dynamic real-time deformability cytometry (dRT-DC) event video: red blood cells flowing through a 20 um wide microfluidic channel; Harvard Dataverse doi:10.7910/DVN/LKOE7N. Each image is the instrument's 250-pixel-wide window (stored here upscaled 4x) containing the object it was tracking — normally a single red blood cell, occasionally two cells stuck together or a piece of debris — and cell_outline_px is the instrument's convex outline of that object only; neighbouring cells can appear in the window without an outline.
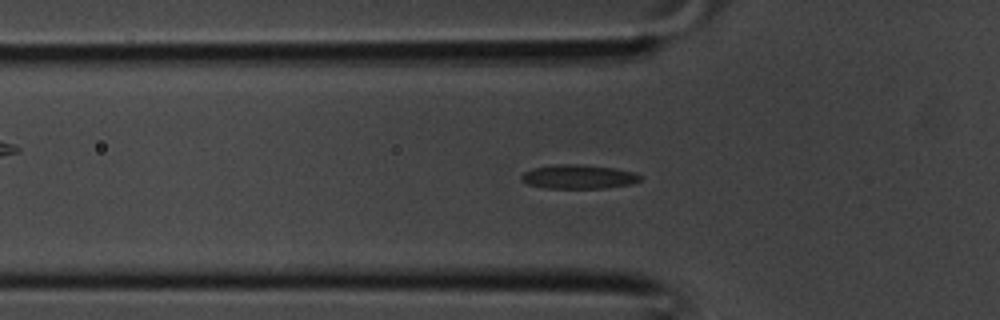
{"species": "common noctule bat (a hibernating species)", "species_latin": "Nyctalus noctula", "temperature_condition": "room temperature", "stored_images_in_passage": 31, "camera_frame_rate_fps": 3000, "um_per_image_px": 0.085, "animal": {"sex": "male", "body_mass_g": 20.1, "forearm_length_mm": 53.5}, "frame": {"image": 1, "passage_image": 4, "time_ms": 1.0, "image_size_px": [1000, 320], "cell_outline_px": [[640, 180], [632, 184], [604, 188], [548, 188], [528, 184], [520, 180], [520, 176], [524, 172], [532, 168], [560, 164], [580, 164], [612, 168], [636, 172], [640, 176]], "centroid_in_image_um": [49.16, 15.02], "position_along_channel_um": 76.6, "area_um2": 16.59}}
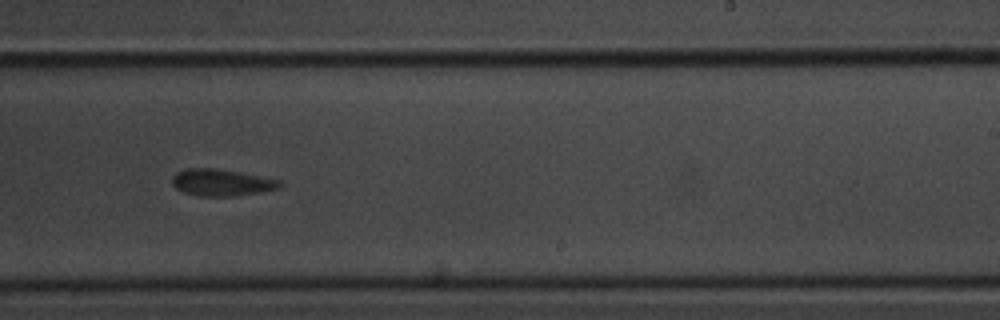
{"frame": {"image": 2, "passage_image": 15, "time_ms": 4.667, "image_size_px": [1000, 320], "cell_outline_px": [[284, 184], [276, 188], [260, 192], [232, 196], [200, 196], [184, 192], [176, 188], [172, 184], [172, 176], [176, 172], [184, 168], [212, 168], [240, 172], [280, 180]], "centroid_in_image_um": [18.79, 15.5], "position_along_channel_um": 270.2, "area_um2": 16.7}}
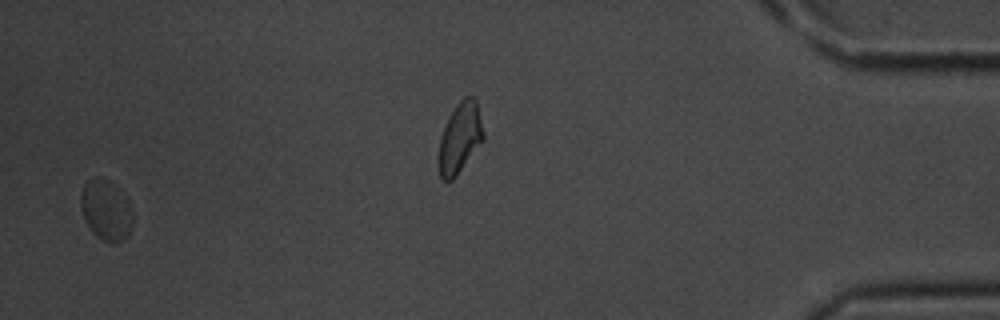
{"frame": {"image": 3, "passage_image": 29, "time_ms": 9.333, "image_size_px": [1000, 320], "cell_outline_px": [[132, 220], [128, 236], [116, 244], [104, 240], [96, 236], [92, 232], [84, 220], [80, 204], [80, 192], [84, 184], [92, 176], [100, 176], [108, 180], [128, 200], [132, 212]], "centroid_in_image_um": [8.97, 17.85], "position_along_channel_um": 426.2, "area_um2": 18.38}}